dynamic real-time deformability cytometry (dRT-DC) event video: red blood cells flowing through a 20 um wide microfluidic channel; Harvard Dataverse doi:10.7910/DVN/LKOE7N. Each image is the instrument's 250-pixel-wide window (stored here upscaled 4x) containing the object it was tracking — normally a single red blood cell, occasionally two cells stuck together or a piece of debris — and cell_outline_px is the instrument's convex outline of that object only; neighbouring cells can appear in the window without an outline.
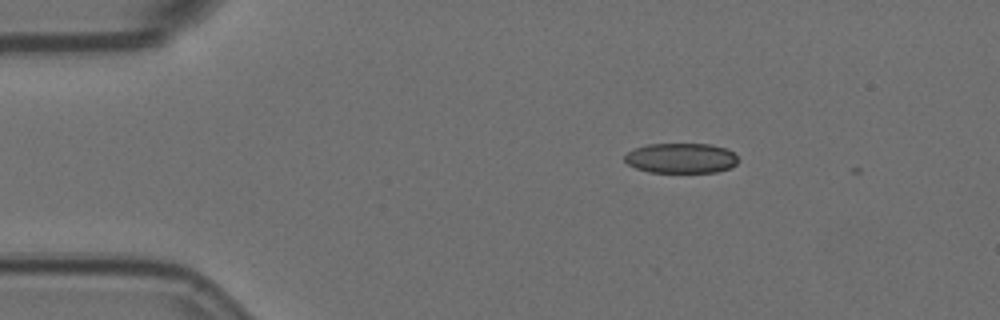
{"species": "Egyptian fruit bat (a non-hibernating species)", "species_latin": "Rousettus aegyptiacus", "temperature_condition": "room temperature", "stored_images_in_passage": 2, "camera_frame_rate_fps": 3000, "um_per_image_px": 0.085, "animal": {"sex": "female"}, "frame": {"image": 1, "passage_image": 1, "time_ms": 0.0, "image_size_px": [1000, 320], "cell_outline_px": [[736, 164], [728, 168], [716, 172], [648, 172], [636, 168], [628, 164], [624, 160], [624, 156], [628, 152], [636, 148], [648, 144], [712, 144], [724, 148], [732, 152], [736, 156]], "centroid_in_image_um": [57.86, 13.44], "position_along_channel_um": 27.1, "area_um2": 19.71}}